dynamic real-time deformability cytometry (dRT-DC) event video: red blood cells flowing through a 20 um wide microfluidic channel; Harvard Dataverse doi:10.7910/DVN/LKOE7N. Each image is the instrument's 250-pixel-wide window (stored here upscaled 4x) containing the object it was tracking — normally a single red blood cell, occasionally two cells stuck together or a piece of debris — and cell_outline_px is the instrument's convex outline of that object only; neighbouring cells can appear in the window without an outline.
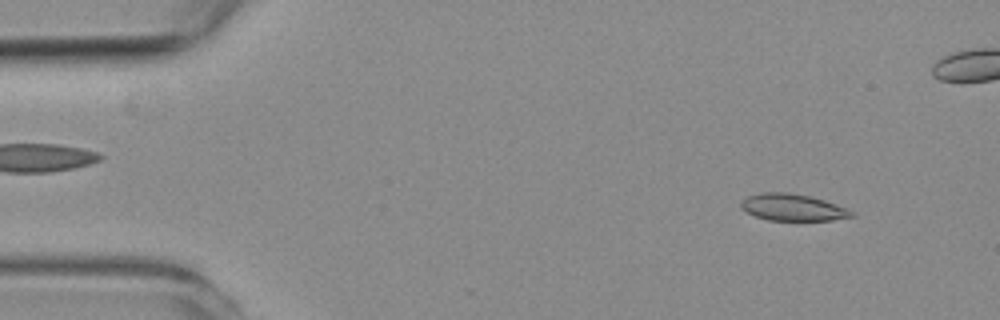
{"species": "common noctule bat (a hibernating species)", "species_latin": "Nyctalus noctula", "temperature_condition": "room temperature", "stored_images_in_passage": 57, "camera_frame_rate_fps": 3000, "um_per_image_px": 0.085, "animal": {"sex": "female", "body_mass_g": 19.3, "forearm_length_mm": 54.1}, "frame": {"image": 1, "passage_image": 5, "time_ms": 1.333, "image_size_px": [1000, 320], "cell_outline_px": [[856, 216], [832, 220], [768, 220], [756, 216], [740, 208], [740, 200], [748, 196], [760, 192], [788, 192], [808, 196], [824, 200], [836, 204], [856, 212]], "centroid_in_image_um": [67.38, 17.62], "position_along_channel_um": 17.6, "area_um2": 17.34}}
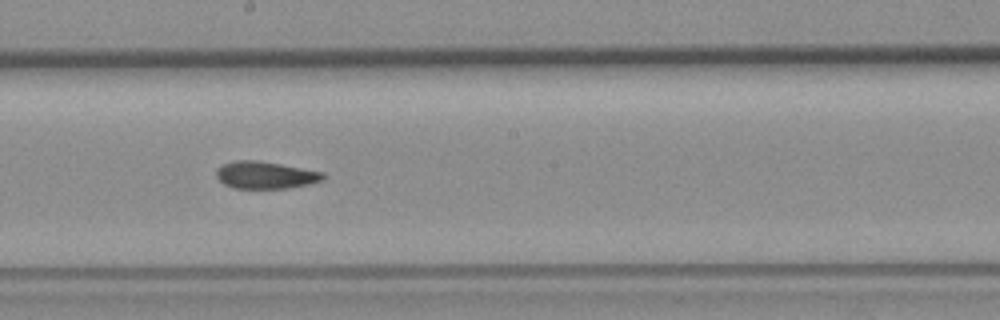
{"frame": {"image": 2, "passage_image": 30, "time_ms": 9.667, "image_size_px": [1000, 320], "cell_outline_px": [[324, 180], [308, 184], [288, 188], [232, 188], [224, 184], [216, 176], [216, 168], [224, 164], [236, 160], [256, 160], [280, 164], [324, 172]], "centroid_in_image_um": [22.55, 14.88], "position_along_channel_um": 225.7, "area_um2": 16.88}}
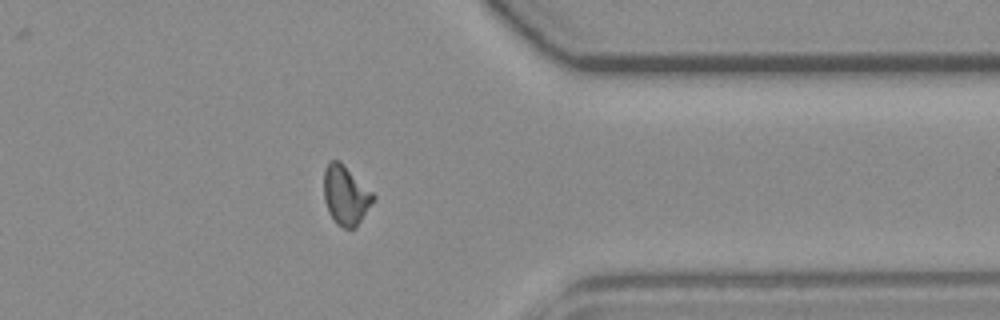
{"frame": {"image": 3, "passage_image": 44, "time_ms": 14.333, "image_size_px": [1000, 320], "cell_outline_px": [[376, 200], [356, 228], [344, 228], [336, 224], [328, 212], [324, 200], [324, 168], [328, 160], [340, 160], [376, 196]], "centroid_in_image_um": [29.39, 16.6], "position_along_channel_um": 382.0, "area_um2": 17.4}, "authors_computed_cell_mechanics": {"area_um2": 17.3978, "velocity_mm_per_s": 3.622, "shape_relaxation_time_tau1_ms": null, "shape_relaxation_time_tau2_ms": 4.8125, "deformation_change_tau1": null, "deformation_change_tau2": 0.0999}}